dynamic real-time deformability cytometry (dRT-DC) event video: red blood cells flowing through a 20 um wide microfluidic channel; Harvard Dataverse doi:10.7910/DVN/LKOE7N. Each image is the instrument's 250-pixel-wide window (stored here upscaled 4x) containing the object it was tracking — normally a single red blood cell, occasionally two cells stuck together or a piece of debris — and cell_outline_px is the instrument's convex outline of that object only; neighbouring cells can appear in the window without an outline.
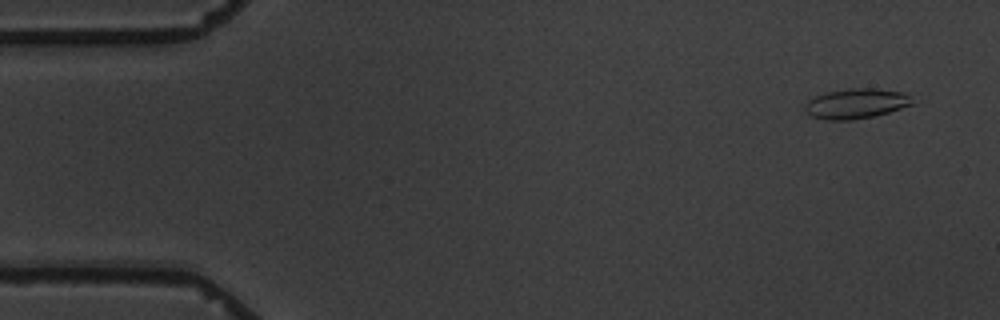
{"species": "common noctule bat (a hibernating species)", "species_latin": "Nyctalus noctula", "temperature_condition": "warm", "stored_images_in_passage": 1, "camera_frame_rate_fps": 3000, "um_per_image_px": 0.085, "animal": {"sex": "male", "body_mass_g": 19.5, "forearm_length_mm": 54.6}, "frame": {"image": 1, "passage_image": 1, "time_ms": 0.0, "image_size_px": [1000, 320], "cell_outline_px": [[916, 104], [876, 116], [852, 120], [824, 120], [812, 116], [804, 112], [804, 104], [808, 100], [816, 96], [828, 92], [852, 88], [872, 88], [904, 92]], "centroid_in_image_um": [72.77, 8.82], "position_along_channel_um": 12.2, "area_um2": 18.96}}